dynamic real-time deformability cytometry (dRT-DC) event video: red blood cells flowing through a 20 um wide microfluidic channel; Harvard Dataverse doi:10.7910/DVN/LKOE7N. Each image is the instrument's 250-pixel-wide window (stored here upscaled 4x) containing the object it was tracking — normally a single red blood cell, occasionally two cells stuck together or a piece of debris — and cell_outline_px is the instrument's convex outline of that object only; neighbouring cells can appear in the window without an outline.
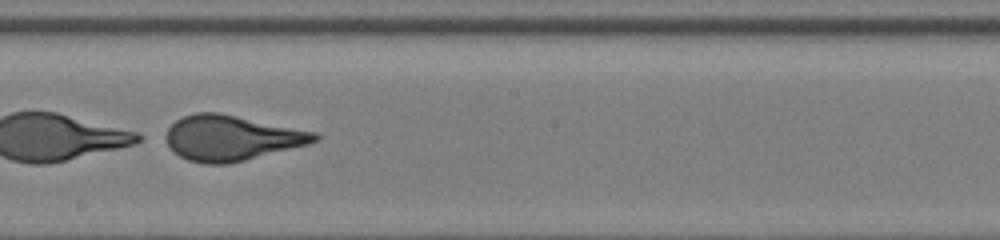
{"species": "human", "species_latin": "Homo sapiens", "temperature_condition": "room temperature", "stored_images_in_passage": 38, "camera_frame_rate_fps": 3000, "um_per_image_px": 0.085, "donor": {"sex": "female"}, "frame": {"image": 1, "passage_image": 23, "time_ms": 7.333, "image_size_px": [1000, 240], "cell_outline_px": [[320, 140], [308, 144], [228, 164], [204, 164], [188, 160], [180, 156], [160, 136], [176, 120], [184, 116], [196, 112], [220, 112], [316, 132], [320, 136]], "centroid_in_image_um": [19.64, 11.71], "position_along_channel_um": 228.6, "area_um2": 39.3}}
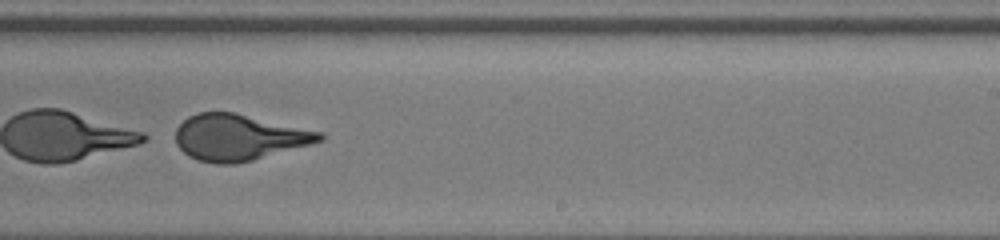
{"frame": {"image": 2, "passage_image": 26, "time_ms": 8.333, "image_size_px": [1000, 240], "cell_outline_px": [[324, 140], [312, 144], [252, 160], [232, 164], [216, 164], [200, 160], [188, 156], [176, 144], [176, 128], [188, 116], [196, 112], [236, 112], [324, 132]], "centroid_in_image_um": [20.32, 11.66], "position_along_channel_um": 268.7, "area_um2": 38.9}}